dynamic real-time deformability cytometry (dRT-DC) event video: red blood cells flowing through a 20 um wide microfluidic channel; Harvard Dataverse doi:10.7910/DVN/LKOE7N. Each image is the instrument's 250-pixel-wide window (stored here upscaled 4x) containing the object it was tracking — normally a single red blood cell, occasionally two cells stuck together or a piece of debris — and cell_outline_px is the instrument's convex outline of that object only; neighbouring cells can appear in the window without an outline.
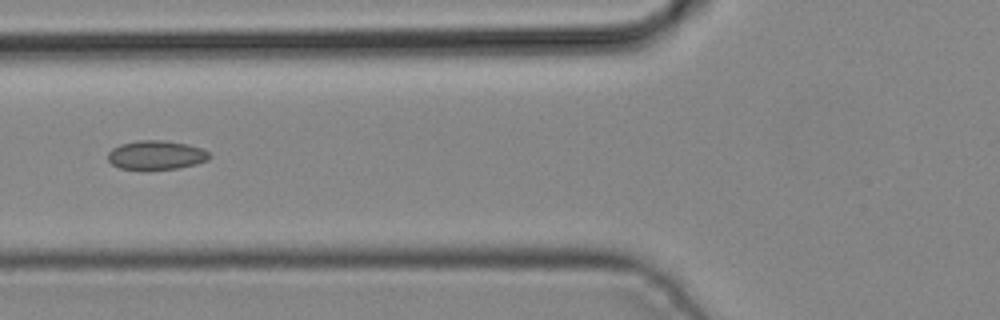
{"species": "common noctule bat (a hibernating species)", "species_latin": "Nyctalus noctula", "temperature_condition": "cold", "stored_images_in_passage": 4, "camera_frame_rate_fps": 3000, "um_per_image_px": 0.085, "animal": {"sex": "male", "body_mass_g": 19.2, "forearm_length_mm": 51.8}, "frame": {"image": 1, "passage_image": 4, "time_ms": 1.0, "image_size_px": [1000, 320], "cell_outline_px": [[212, 156], [208, 160], [196, 164], [180, 168], [148, 172], [120, 168], [112, 164], [108, 160], [108, 152], [112, 148], [120, 144], [140, 140], [164, 140], [188, 144], [200, 148], [208, 152]], "centroid_in_image_um": [13.26, 13.22], "position_along_channel_um": 112.5, "area_um2": 17.8}}